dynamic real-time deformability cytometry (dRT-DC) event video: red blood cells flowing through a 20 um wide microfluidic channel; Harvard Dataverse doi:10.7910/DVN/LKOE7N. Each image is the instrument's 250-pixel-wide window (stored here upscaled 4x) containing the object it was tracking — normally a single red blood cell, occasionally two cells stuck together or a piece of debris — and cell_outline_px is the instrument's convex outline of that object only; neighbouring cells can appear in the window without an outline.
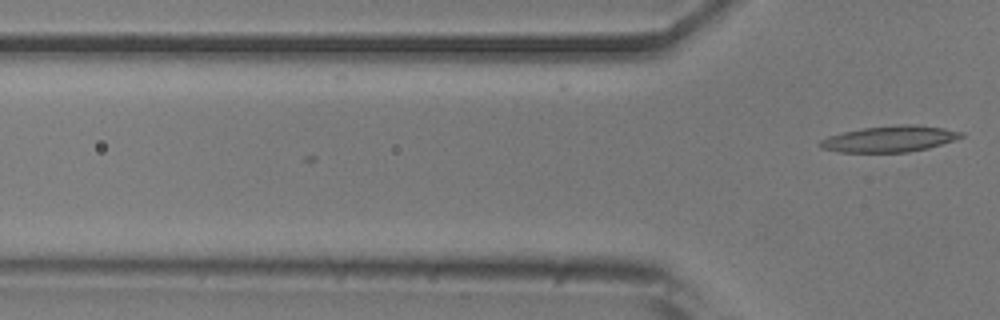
{"species": "common noctule bat (a hibernating species)", "species_latin": "Nyctalus noctula", "temperature_condition": "room temperature", "stored_images_in_passage": 3, "camera_frame_rate_fps": 3000, "um_per_image_px": 0.085, "animal": {"sex": "male", "body_mass_g": 20.5, "forearm_length_mm": 52.5}, "frame": {"image": 1, "passage_image": 3, "time_ms": 0.667, "image_size_px": [1000, 320], "cell_outline_px": [[964, 136], [928, 148], [908, 152], [840, 152], [820, 148], [816, 144], [820, 140], [828, 136], [844, 132], [864, 128], [904, 124], [916, 124], [944, 128], [964, 132]], "centroid_in_image_um": [75.59, 11.8], "position_along_channel_um": 50.2, "area_um2": 21.39}}